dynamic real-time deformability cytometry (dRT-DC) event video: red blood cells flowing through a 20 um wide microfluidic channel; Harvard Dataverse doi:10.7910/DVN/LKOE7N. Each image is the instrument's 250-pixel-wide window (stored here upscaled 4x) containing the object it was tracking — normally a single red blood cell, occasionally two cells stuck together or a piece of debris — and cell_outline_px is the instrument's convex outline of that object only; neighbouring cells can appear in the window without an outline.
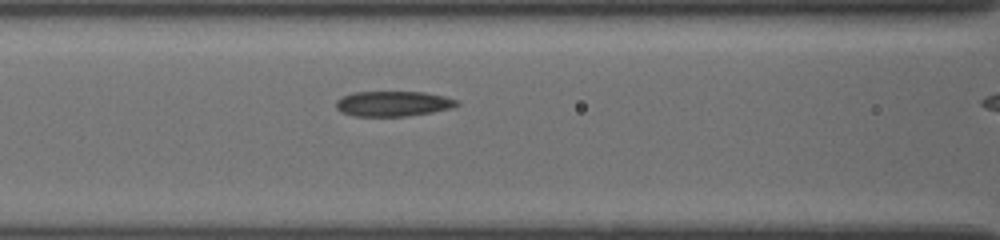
{"species": "common noctule bat (a hibernating species)", "species_latin": "Nyctalus noctula", "temperature_condition": "cold", "stored_images_in_passage": 16, "camera_frame_rate_fps": 3000, "um_per_image_px": 0.085, "animal": {"sex": "female", "body_mass_g": 19.5, "forearm_length_mm": 54.1}, "frame": {"image": 1, "passage_image": 11, "time_ms": 3.667, "image_size_px": [1000, 240], "cell_outline_px": [[460, 104], [452, 108], [432, 112], [408, 116], [352, 116], [340, 112], [336, 108], [336, 100], [340, 96], [352, 92], [424, 92], [444, 96], [460, 100]], "centroid_in_image_um": [33.4, 8.81], "position_along_channel_um": 133.2, "area_um2": 18.03}}